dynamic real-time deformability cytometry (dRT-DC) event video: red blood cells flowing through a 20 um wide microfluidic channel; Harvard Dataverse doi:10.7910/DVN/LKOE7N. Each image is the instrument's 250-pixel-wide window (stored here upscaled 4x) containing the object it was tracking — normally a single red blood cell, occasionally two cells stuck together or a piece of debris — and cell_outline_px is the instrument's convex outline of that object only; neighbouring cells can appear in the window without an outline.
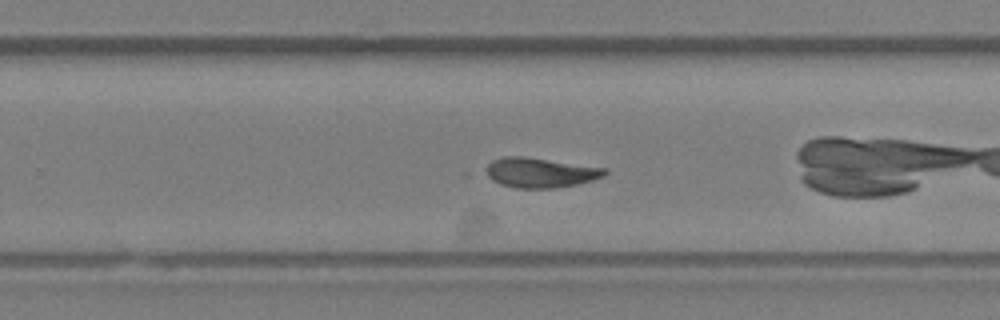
{"species": "Egyptian fruit bat (a non-hibernating species)", "species_latin": "Rousettus aegyptiacus", "temperature_condition": "room temperature", "stored_images_in_passage": 31, "camera_frame_rate_fps": 3000, "um_per_image_px": 0.085, "animal": {"sex": "female"}, "frame": {"image": 1, "passage_image": 18, "time_ms": 5.667, "image_size_px": [1000, 320], "cell_outline_px": [[608, 172], [604, 176], [592, 180], [576, 184], [556, 188], [516, 188], [500, 184], [492, 180], [480, 172], [492, 160], [504, 156], [524, 156], [608, 168]], "centroid_in_image_um": [45.87, 14.66], "position_along_channel_um": 283.9, "area_um2": 21.04}, "authors_computed_cell_mechanics": {"area_um2": 20.519, "velocity_mm_per_s": 3.9847, "shape_relaxation_time_tau1_ms": 8.2783, "shape_relaxation_time_tau2_ms": 4.7913, "deformation_change_tau1": 0.2262, "deformation_change_tau2": 0.1167}}